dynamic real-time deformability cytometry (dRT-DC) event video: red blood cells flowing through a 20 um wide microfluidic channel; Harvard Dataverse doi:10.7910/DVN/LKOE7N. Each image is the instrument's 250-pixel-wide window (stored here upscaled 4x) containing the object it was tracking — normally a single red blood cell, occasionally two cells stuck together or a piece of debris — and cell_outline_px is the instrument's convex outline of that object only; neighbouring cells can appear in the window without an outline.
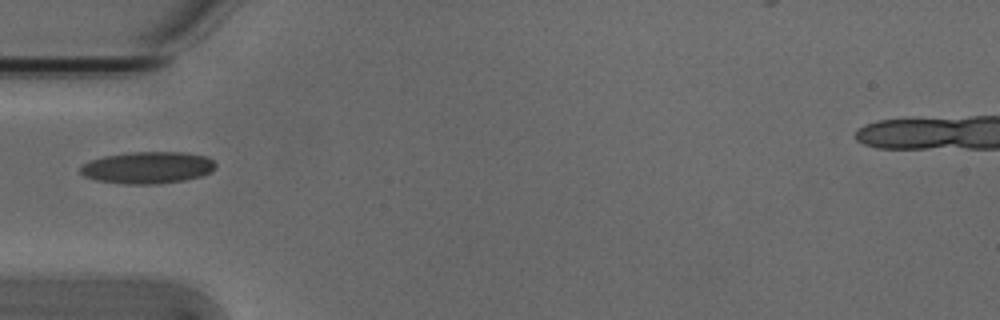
{"species": "Egyptian fruit bat (a non-hibernating species)", "species_latin": "Rousettus aegyptiacus", "temperature_condition": "cold", "stored_images_in_passage": 2, "camera_frame_rate_fps": 3000, "um_per_image_px": 0.085, "animal": {"sex": "male"}, "frame": {"image": 1, "passage_image": 1, "time_ms": 0.0, "image_size_px": [1000, 320], "cell_outline_px": [[216, 168], [212, 172], [200, 176], [184, 180], [160, 184], [124, 184], [96, 180], [84, 176], [80, 172], [80, 164], [104, 156], [128, 152], [184, 152], [208, 156], [216, 164]], "centroid_in_image_um": [12.56, 14.24], "position_along_channel_um": 72.4, "area_um2": 25.37}}